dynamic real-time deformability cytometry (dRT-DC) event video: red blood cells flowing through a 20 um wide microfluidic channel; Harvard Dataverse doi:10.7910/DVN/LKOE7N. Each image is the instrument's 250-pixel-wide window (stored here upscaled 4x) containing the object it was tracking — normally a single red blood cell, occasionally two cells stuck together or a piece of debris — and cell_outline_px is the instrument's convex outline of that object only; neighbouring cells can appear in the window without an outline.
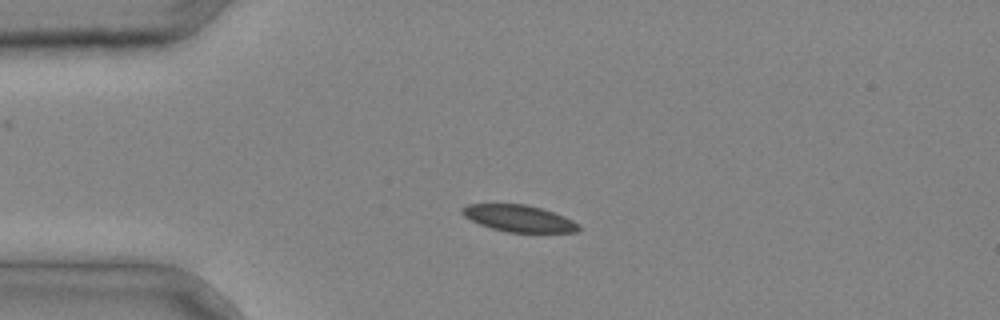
{"species": "common noctule bat (a hibernating species)", "species_latin": "Nyctalus noctula", "temperature_condition": "cold", "stored_images_in_passage": 4, "camera_frame_rate_fps": 3000, "um_per_image_px": 0.085, "animal": {"sex": "male", "body_mass_g": 20.4}, "frame": {"image": 1, "passage_image": 2, "time_ms": 0.333, "image_size_px": [1000, 320], "cell_outline_px": [[580, 228], [576, 232], [508, 232], [492, 228], [480, 224], [464, 216], [460, 212], [460, 208], [468, 204], [524, 204], [540, 208], [564, 216], [580, 224]], "centroid_in_image_um": [44.09, 18.56], "position_along_channel_um": 40.9, "area_um2": 17.98}}